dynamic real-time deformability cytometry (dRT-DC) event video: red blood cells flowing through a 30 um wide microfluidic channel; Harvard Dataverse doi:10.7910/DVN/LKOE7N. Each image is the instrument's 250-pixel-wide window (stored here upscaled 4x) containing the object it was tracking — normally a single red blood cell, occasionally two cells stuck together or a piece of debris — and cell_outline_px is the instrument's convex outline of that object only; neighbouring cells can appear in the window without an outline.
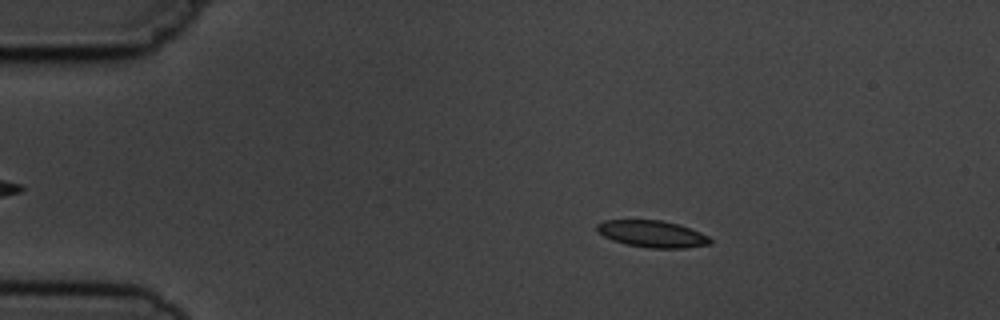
{"species": "common noctule bat (a hibernating species)", "species_latin": "Nyctalus noctula", "temperature_condition": "cold", "stored_images_in_passage": 5, "camera_frame_rate_fps": 3000, "um_per_image_px": 0.085, "animal": {"sex": "male", "body_mass_g": 19.5, "forearm_length_mm": 54.6}, "frame": {"image": 1, "passage_image": 2, "time_ms": 1.333, "image_size_px": [1000, 320], "cell_outline_px": [[712, 244], [684, 248], [648, 248], [624, 244], [612, 240], [604, 236], [596, 228], [596, 224], [604, 220], [660, 220], [676, 224], [700, 232], [708, 236], [712, 240]], "centroid_in_image_um": [55.43, 19.89], "position_along_channel_um": 29.6, "area_um2": 17.63}}
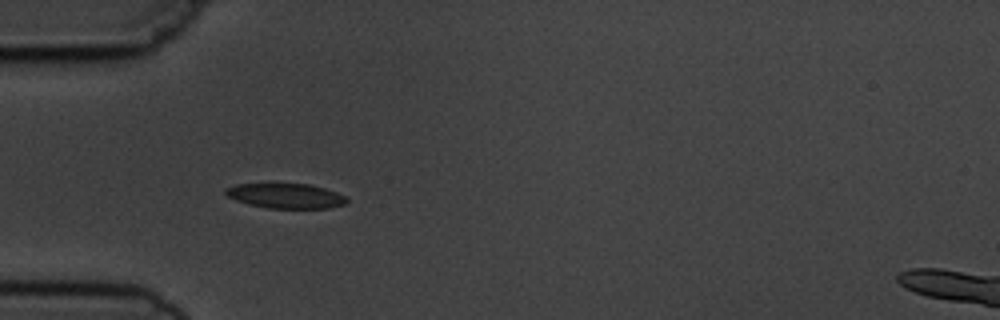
{"frame": {"image": 2, "passage_image": 4, "time_ms": 3.667, "image_size_px": [1000, 320], "cell_outline_px": [[348, 200], [344, 204], [328, 208], [268, 208], [248, 204], [236, 200], [228, 196], [224, 192], [224, 188], [236, 184], [268, 180], [272, 180], [312, 184], [336, 192], [344, 196]], "centroid_in_image_um": [24.2, 16.57], "position_along_channel_um": 60.8, "area_um2": 18.61}}
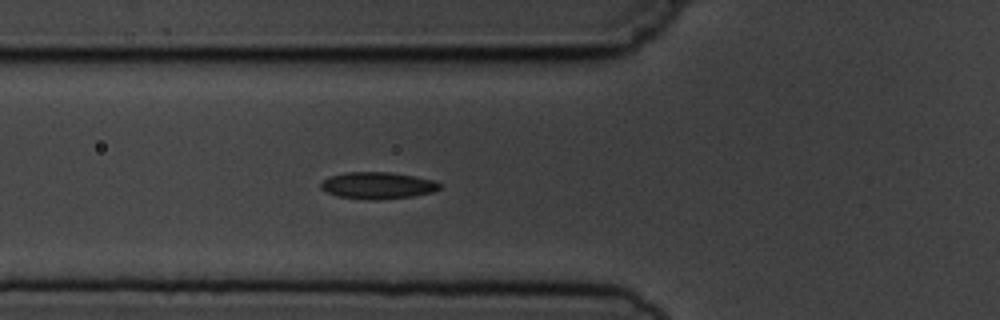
{"frame": {"image": 3, "passage_image": 5, "time_ms": 4.667, "image_size_px": [1000, 320], "cell_outline_px": [[440, 188], [432, 192], [412, 196], [376, 200], [368, 200], [336, 196], [320, 188], [320, 184], [324, 180], [332, 176], [348, 172], [388, 172], [416, 176], [432, 180], [440, 184]], "centroid_in_image_um": [32.09, 15.77], "position_along_channel_um": 93.7, "area_um2": 18.38}}